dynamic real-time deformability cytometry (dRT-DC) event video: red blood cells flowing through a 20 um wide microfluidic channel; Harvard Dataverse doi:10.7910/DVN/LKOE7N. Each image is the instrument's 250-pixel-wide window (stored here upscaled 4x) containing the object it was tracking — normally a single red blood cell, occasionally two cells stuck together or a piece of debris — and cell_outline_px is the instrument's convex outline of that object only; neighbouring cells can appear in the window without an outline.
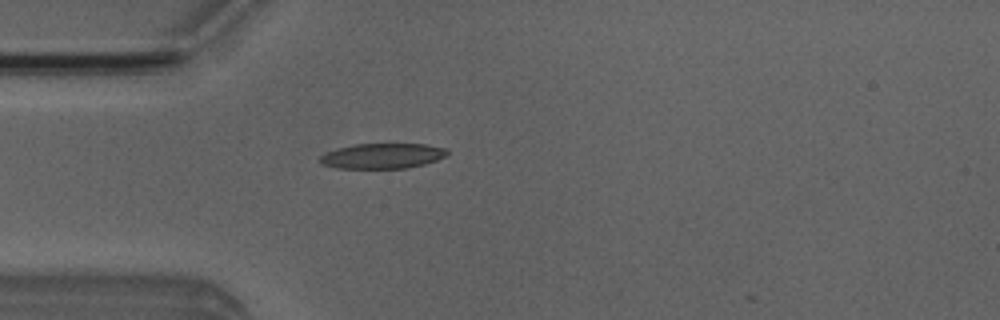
{"species": "Egyptian fruit bat (a non-hibernating species)", "species_latin": "Rousettus aegyptiacus", "temperature_condition": "room temperature", "stored_images_in_passage": 12, "camera_frame_rate_fps": 3000, "um_per_image_px": 0.085, "animal": {"sex": "male"}, "frame": {"image": 1, "passage_image": 10, "time_ms": 3.0, "image_size_px": [1000, 320], "cell_outline_px": [[448, 152], [444, 156], [436, 160], [424, 164], [404, 168], [336, 168], [320, 164], [320, 156], [324, 152], [336, 148], [356, 144], [424, 144], [444, 148]], "centroid_in_image_um": [32.43, 13.25], "position_along_channel_um": 52.6, "area_um2": 18.61}}